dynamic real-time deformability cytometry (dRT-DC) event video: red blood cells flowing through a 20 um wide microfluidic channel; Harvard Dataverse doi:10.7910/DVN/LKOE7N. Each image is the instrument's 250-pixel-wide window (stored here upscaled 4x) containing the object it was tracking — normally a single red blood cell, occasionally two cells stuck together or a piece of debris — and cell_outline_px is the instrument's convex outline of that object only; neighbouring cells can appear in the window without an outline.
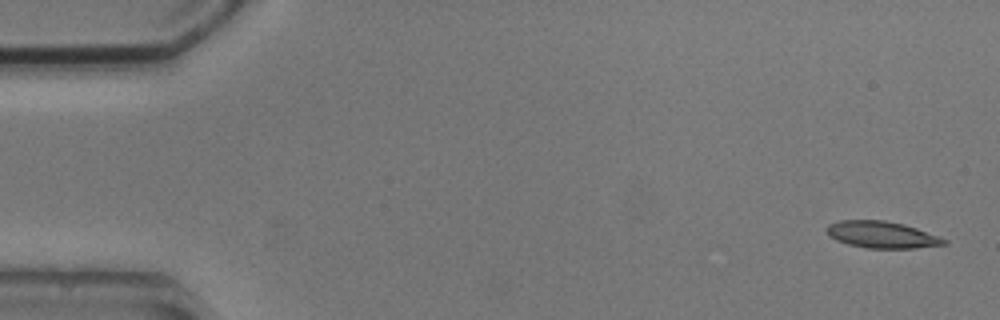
{"species": "common noctule bat (a hibernating species)", "species_latin": "Nyctalus noctula", "temperature_condition": "cold", "stored_images_in_passage": 6, "camera_frame_rate_fps": 3000, "um_per_image_px": 0.085, "animal": {"sex": "male", "body_mass_g": 20.5, "forearm_length_mm": 52.5}, "frame": {"image": 1, "passage_image": 1, "time_ms": 0.0, "image_size_px": [1000, 320], "cell_outline_px": [[948, 244], [916, 248], [868, 248], [848, 244], [836, 240], [828, 236], [824, 228], [828, 224], [840, 220], [884, 220], [904, 224], [940, 236], [948, 240]], "centroid_in_image_um": [74.95, 19.94], "position_along_channel_um": 10.1, "area_um2": 18.5}}
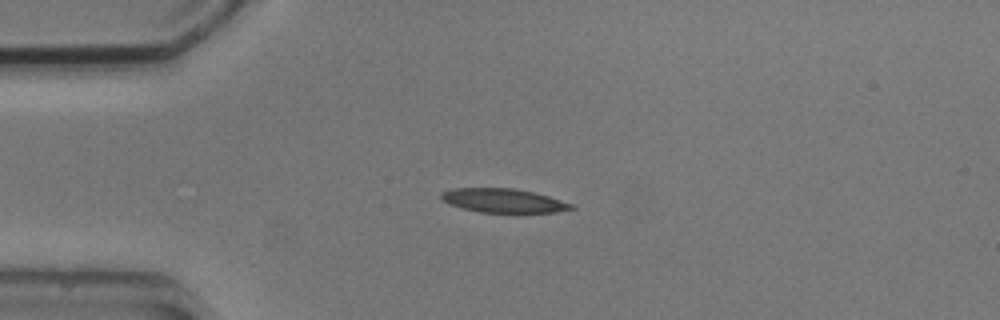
{"frame": {"image": 2, "passage_image": 4, "time_ms": 3.667, "image_size_px": [1000, 320], "cell_outline_px": [[576, 208], [556, 212], [480, 212], [448, 204], [440, 200], [440, 192], [452, 188], [516, 188], [548, 196], [572, 204]], "centroid_in_image_um": [42.73, 17.04], "position_along_channel_um": 42.3, "area_um2": 18.09}}